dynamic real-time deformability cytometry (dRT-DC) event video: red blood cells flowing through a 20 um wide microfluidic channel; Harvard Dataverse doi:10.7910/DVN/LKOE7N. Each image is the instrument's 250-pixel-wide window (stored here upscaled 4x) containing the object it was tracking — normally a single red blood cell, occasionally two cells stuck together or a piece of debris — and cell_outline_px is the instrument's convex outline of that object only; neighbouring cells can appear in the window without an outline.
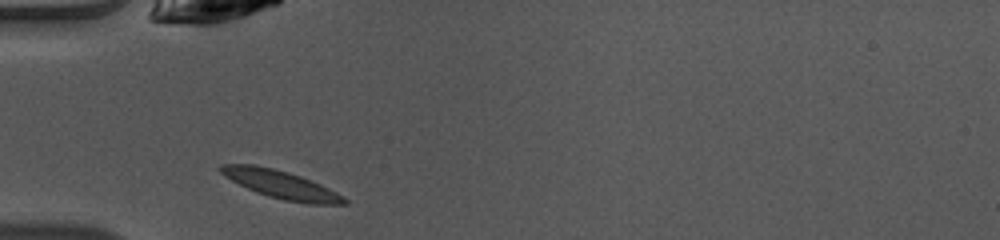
{"species": "common noctule bat (a hibernating species)", "species_latin": "Nyctalus noctula", "temperature_condition": "warm", "stored_images_in_passage": 35, "camera_frame_rate_fps": 3000, "um_per_image_px": 0.085, "animal": {"sex": "female", "body_mass_g": 10.0, "forearm_length_mm": 53.1}, "frame": {"image": 1, "passage_image": 1, "time_ms": 0.0, "image_size_px": [1000, 240], "cell_outline_px": [[348, 204], [308, 204], [284, 200], [268, 196], [256, 192], [224, 176], [216, 168], [220, 164], [252, 164], [272, 168], [288, 172], [300, 176], [320, 184], [344, 196], [348, 200]], "centroid_in_image_um": [23.87, 15.68], "position_along_channel_um": 61.1, "area_um2": 20.06}}
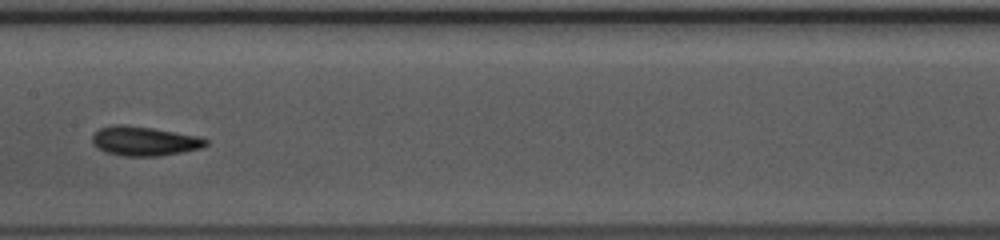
{"frame": {"image": 2, "passage_image": 11, "time_ms": 3.333, "image_size_px": [1000, 240], "cell_outline_px": [[208, 144], [200, 148], [160, 156], [124, 156], [104, 152], [96, 148], [92, 144], [92, 136], [100, 128], [112, 124], [124, 124], [152, 128], [200, 136], [208, 140]], "centroid_in_image_um": [12.23, 11.99], "position_along_channel_um": 195.2, "area_um2": 19.54}}
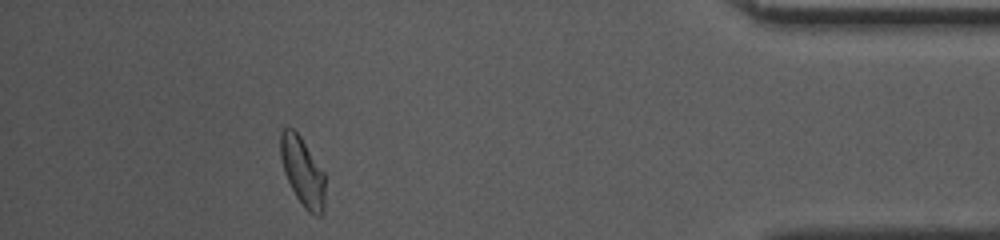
{"frame": {"image": 3, "passage_image": 30, "time_ms": 9.667, "image_size_px": [1000, 240], "cell_outline_px": [[324, 212], [320, 216], [316, 216], [308, 212], [304, 208], [296, 196], [284, 172], [280, 156], [280, 132], [284, 128], [292, 128], [300, 136], [324, 172]], "centroid_in_image_um": [25.72, 14.6], "position_along_channel_um": 409.5, "area_um2": 17.74}, "authors_computed_cell_mechanics": {"area_um2": 18.3804, "velocity_mm_per_s": 4.1052, "shape_relaxation_time_tau1_ms": 2.792, "shape_relaxation_time_tau2_ms": 2.3333, "deformation_change_tau1": 0.1149, "deformation_change_tau2": 0.0791}}